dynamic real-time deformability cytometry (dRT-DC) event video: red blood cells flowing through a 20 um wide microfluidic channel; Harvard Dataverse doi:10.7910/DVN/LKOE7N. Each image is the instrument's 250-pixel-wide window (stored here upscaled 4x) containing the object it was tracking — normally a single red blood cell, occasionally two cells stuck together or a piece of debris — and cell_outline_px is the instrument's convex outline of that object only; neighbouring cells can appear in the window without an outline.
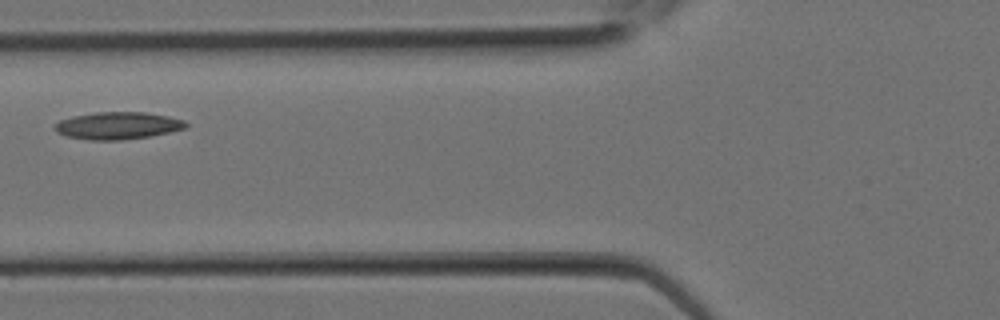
{"species": "Egyptian fruit bat (a non-hibernating species)", "species_latin": "Rousettus aegyptiacus", "temperature_condition": "room temperature", "stored_images_in_passage": 10, "camera_frame_rate_fps": 3000, "um_per_image_px": 0.085, "animal": {"sex": "female"}, "frame": {"image": 1, "passage_image": 6, "time_ms": 1.667, "image_size_px": [1000, 320], "cell_outline_px": [[188, 124], [184, 128], [168, 132], [148, 136], [120, 140], [92, 140], [68, 136], [56, 132], [56, 124], [60, 120], [72, 116], [96, 112], [144, 112], [168, 116], [184, 120]], "centroid_in_image_um": [10.01, 10.67], "position_along_channel_um": 115.8, "area_um2": 20.52}}
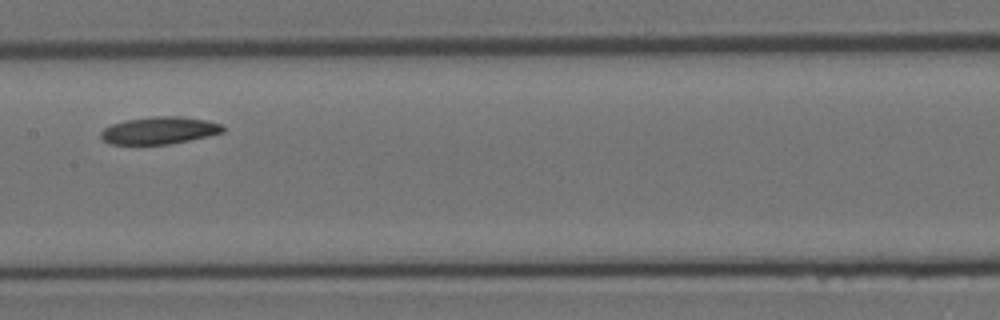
{"frame": {"image": 2, "passage_image": 9, "time_ms": 2.667, "image_size_px": [1000, 320], "cell_outline_px": [[224, 132], [208, 136], [168, 144], [112, 144], [104, 140], [100, 136], [100, 132], [104, 128], [112, 124], [124, 120], [152, 116], [176, 116], [208, 120], [220, 124], [224, 128]], "centroid_in_image_um": [13.53, 11.08], "position_along_channel_um": 193.9, "area_um2": 19.31}}